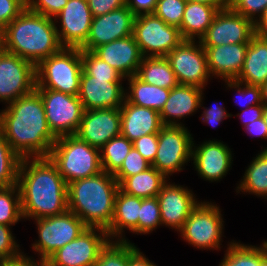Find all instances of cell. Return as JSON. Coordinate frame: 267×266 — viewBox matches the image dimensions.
<instances>
[{
  "label": "cell",
  "instance_id": "11",
  "mask_svg": "<svg viewBox=\"0 0 267 266\" xmlns=\"http://www.w3.org/2000/svg\"><path fill=\"white\" fill-rule=\"evenodd\" d=\"M41 96L48 126L56 138L75 135L84 113L78 95L35 89Z\"/></svg>",
  "mask_w": 267,
  "mask_h": 266
},
{
  "label": "cell",
  "instance_id": "44",
  "mask_svg": "<svg viewBox=\"0 0 267 266\" xmlns=\"http://www.w3.org/2000/svg\"><path fill=\"white\" fill-rule=\"evenodd\" d=\"M205 89L202 91V98H201V104H200V110L202 114L199 117L200 121L207 126H212V128H216V126H220L224 122V120L233 117L234 114L229 113L226 110V107L223 105V103H217L215 102L214 105L205 107L204 106V100H205Z\"/></svg>",
  "mask_w": 267,
  "mask_h": 266
},
{
  "label": "cell",
  "instance_id": "40",
  "mask_svg": "<svg viewBox=\"0 0 267 266\" xmlns=\"http://www.w3.org/2000/svg\"><path fill=\"white\" fill-rule=\"evenodd\" d=\"M82 70L95 78L125 79L116 69L107 62L98 58L92 51L81 50Z\"/></svg>",
  "mask_w": 267,
  "mask_h": 266
},
{
  "label": "cell",
  "instance_id": "7",
  "mask_svg": "<svg viewBox=\"0 0 267 266\" xmlns=\"http://www.w3.org/2000/svg\"><path fill=\"white\" fill-rule=\"evenodd\" d=\"M81 74V49L63 47L36 66V89H51L77 96Z\"/></svg>",
  "mask_w": 267,
  "mask_h": 266
},
{
  "label": "cell",
  "instance_id": "12",
  "mask_svg": "<svg viewBox=\"0 0 267 266\" xmlns=\"http://www.w3.org/2000/svg\"><path fill=\"white\" fill-rule=\"evenodd\" d=\"M166 58L169 60L179 84L207 89L211 82L206 52L199 40H183Z\"/></svg>",
  "mask_w": 267,
  "mask_h": 266
},
{
  "label": "cell",
  "instance_id": "36",
  "mask_svg": "<svg viewBox=\"0 0 267 266\" xmlns=\"http://www.w3.org/2000/svg\"><path fill=\"white\" fill-rule=\"evenodd\" d=\"M23 220L18 184L0 188V224L15 226Z\"/></svg>",
  "mask_w": 267,
  "mask_h": 266
},
{
  "label": "cell",
  "instance_id": "8",
  "mask_svg": "<svg viewBox=\"0 0 267 266\" xmlns=\"http://www.w3.org/2000/svg\"><path fill=\"white\" fill-rule=\"evenodd\" d=\"M38 239L31 243L32 257L46 261L54 252L76 239L88 226L74 213L66 212L33 220ZM38 255V256H37Z\"/></svg>",
  "mask_w": 267,
  "mask_h": 266
},
{
  "label": "cell",
  "instance_id": "22",
  "mask_svg": "<svg viewBox=\"0 0 267 266\" xmlns=\"http://www.w3.org/2000/svg\"><path fill=\"white\" fill-rule=\"evenodd\" d=\"M92 52L116 69L125 79L137 74L143 60L133 35L100 45Z\"/></svg>",
  "mask_w": 267,
  "mask_h": 266
},
{
  "label": "cell",
  "instance_id": "41",
  "mask_svg": "<svg viewBox=\"0 0 267 266\" xmlns=\"http://www.w3.org/2000/svg\"><path fill=\"white\" fill-rule=\"evenodd\" d=\"M186 0H158L154 14L166 24L181 26Z\"/></svg>",
  "mask_w": 267,
  "mask_h": 266
},
{
  "label": "cell",
  "instance_id": "58",
  "mask_svg": "<svg viewBox=\"0 0 267 266\" xmlns=\"http://www.w3.org/2000/svg\"><path fill=\"white\" fill-rule=\"evenodd\" d=\"M263 120L266 123L267 126V105H264V110H263Z\"/></svg>",
  "mask_w": 267,
  "mask_h": 266
},
{
  "label": "cell",
  "instance_id": "19",
  "mask_svg": "<svg viewBox=\"0 0 267 266\" xmlns=\"http://www.w3.org/2000/svg\"><path fill=\"white\" fill-rule=\"evenodd\" d=\"M135 17L127 6L93 17L89 36L80 49L93 51L100 45L133 35Z\"/></svg>",
  "mask_w": 267,
  "mask_h": 266
},
{
  "label": "cell",
  "instance_id": "33",
  "mask_svg": "<svg viewBox=\"0 0 267 266\" xmlns=\"http://www.w3.org/2000/svg\"><path fill=\"white\" fill-rule=\"evenodd\" d=\"M136 75L148 84L170 90L179 84L166 57H143Z\"/></svg>",
  "mask_w": 267,
  "mask_h": 266
},
{
  "label": "cell",
  "instance_id": "30",
  "mask_svg": "<svg viewBox=\"0 0 267 266\" xmlns=\"http://www.w3.org/2000/svg\"><path fill=\"white\" fill-rule=\"evenodd\" d=\"M126 83L125 98L130 103L161 112L168 99L170 89L148 84L137 75L126 78Z\"/></svg>",
  "mask_w": 267,
  "mask_h": 266
},
{
  "label": "cell",
  "instance_id": "37",
  "mask_svg": "<svg viewBox=\"0 0 267 266\" xmlns=\"http://www.w3.org/2000/svg\"><path fill=\"white\" fill-rule=\"evenodd\" d=\"M162 227L161 213L157 197L141 198L140 216L138 217V235H149Z\"/></svg>",
  "mask_w": 267,
  "mask_h": 266
},
{
  "label": "cell",
  "instance_id": "1",
  "mask_svg": "<svg viewBox=\"0 0 267 266\" xmlns=\"http://www.w3.org/2000/svg\"><path fill=\"white\" fill-rule=\"evenodd\" d=\"M0 130L21 158L48 157L57 140L48 126L44 104L36 90L0 109Z\"/></svg>",
  "mask_w": 267,
  "mask_h": 266
},
{
  "label": "cell",
  "instance_id": "28",
  "mask_svg": "<svg viewBox=\"0 0 267 266\" xmlns=\"http://www.w3.org/2000/svg\"><path fill=\"white\" fill-rule=\"evenodd\" d=\"M220 9L215 4L187 1L179 27L183 39L200 41Z\"/></svg>",
  "mask_w": 267,
  "mask_h": 266
},
{
  "label": "cell",
  "instance_id": "39",
  "mask_svg": "<svg viewBox=\"0 0 267 266\" xmlns=\"http://www.w3.org/2000/svg\"><path fill=\"white\" fill-rule=\"evenodd\" d=\"M129 242L109 241L100 251L94 266H128Z\"/></svg>",
  "mask_w": 267,
  "mask_h": 266
},
{
  "label": "cell",
  "instance_id": "56",
  "mask_svg": "<svg viewBox=\"0 0 267 266\" xmlns=\"http://www.w3.org/2000/svg\"><path fill=\"white\" fill-rule=\"evenodd\" d=\"M190 2H199V3H205V4H215L220 6L221 8L228 7L229 0H186Z\"/></svg>",
  "mask_w": 267,
  "mask_h": 266
},
{
  "label": "cell",
  "instance_id": "3",
  "mask_svg": "<svg viewBox=\"0 0 267 266\" xmlns=\"http://www.w3.org/2000/svg\"><path fill=\"white\" fill-rule=\"evenodd\" d=\"M62 48L54 20L33 12L28 7L3 32V50L26 59L35 66Z\"/></svg>",
  "mask_w": 267,
  "mask_h": 266
},
{
  "label": "cell",
  "instance_id": "45",
  "mask_svg": "<svg viewBox=\"0 0 267 266\" xmlns=\"http://www.w3.org/2000/svg\"><path fill=\"white\" fill-rule=\"evenodd\" d=\"M228 7L255 23L267 7V0H229Z\"/></svg>",
  "mask_w": 267,
  "mask_h": 266
},
{
  "label": "cell",
  "instance_id": "16",
  "mask_svg": "<svg viewBox=\"0 0 267 266\" xmlns=\"http://www.w3.org/2000/svg\"><path fill=\"white\" fill-rule=\"evenodd\" d=\"M254 35L255 24L252 20L225 7L216 14L200 42L202 46L249 43Z\"/></svg>",
  "mask_w": 267,
  "mask_h": 266
},
{
  "label": "cell",
  "instance_id": "29",
  "mask_svg": "<svg viewBox=\"0 0 267 266\" xmlns=\"http://www.w3.org/2000/svg\"><path fill=\"white\" fill-rule=\"evenodd\" d=\"M229 241L224 246V249L227 248L218 266H267V239L259 245L241 243L240 240Z\"/></svg>",
  "mask_w": 267,
  "mask_h": 266
},
{
  "label": "cell",
  "instance_id": "38",
  "mask_svg": "<svg viewBox=\"0 0 267 266\" xmlns=\"http://www.w3.org/2000/svg\"><path fill=\"white\" fill-rule=\"evenodd\" d=\"M223 83L226 90H232L234 93L236 91L234 99L237 101H235V103L239 105V107L241 106L240 111L257 104H262L260 86L245 84L238 80H223L222 84ZM236 96L238 98H236Z\"/></svg>",
  "mask_w": 267,
  "mask_h": 266
},
{
  "label": "cell",
  "instance_id": "4",
  "mask_svg": "<svg viewBox=\"0 0 267 266\" xmlns=\"http://www.w3.org/2000/svg\"><path fill=\"white\" fill-rule=\"evenodd\" d=\"M118 181L105 171L67 184L68 210L88 227L107 229L114 213Z\"/></svg>",
  "mask_w": 267,
  "mask_h": 266
},
{
  "label": "cell",
  "instance_id": "32",
  "mask_svg": "<svg viewBox=\"0 0 267 266\" xmlns=\"http://www.w3.org/2000/svg\"><path fill=\"white\" fill-rule=\"evenodd\" d=\"M168 179L156 168L151 166L147 170L136 175L126 177L120 184L119 188L135 197L142 199L157 197L162 186Z\"/></svg>",
  "mask_w": 267,
  "mask_h": 266
},
{
  "label": "cell",
  "instance_id": "53",
  "mask_svg": "<svg viewBox=\"0 0 267 266\" xmlns=\"http://www.w3.org/2000/svg\"><path fill=\"white\" fill-rule=\"evenodd\" d=\"M244 131L251 136V138H261L262 140H267V126L266 123L263 120V117L255 120L249 124H247L244 128ZM261 150H267V145L266 147L262 146Z\"/></svg>",
  "mask_w": 267,
  "mask_h": 266
},
{
  "label": "cell",
  "instance_id": "43",
  "mask_svg": "<svg viewBox=\"0 0 267 266\" xmlns=\"http://www.w3.org/2000/svg\"><path fill=\"white\" fill-rule=\"evenodd\" d=\"M12 228L11 226L0 224V261L17 258L24 252Z\"/></svg>",
  "mask_w": 267,
  "mask_h": 266
},
{
  "label": "cell",
  "instance_id": "49",
  "mask_svg": "<svg viewBox=\"0 0 267 266\" xmlns=\"http://www.w3.org/2000/svg\"><path fill=\"white\" fill-rule=\"evenodd\" d=\"M93 17L104 15L126 6V0H87Z\"/></svg>",
  "mask_w": 267,
  "mask_h": 266
},
{
  "label": "cell",
  "instance_id": "46",
  "mask_svg": "<svg viewBox=\"0 0 267 266\" xmlns=\"http://www.w3.org/2000/svg\"><path fill=\"white\" fill-rule=\"evenodd\" d=\"M27 7L26 0H0V31Z\"/></svg>",
  "mask_w": 267,
  "mask_h": 266
},
{
  "label": "cell",
  "instance_id": "54",
  "mask_svg": "<svg viewBox=\"0 0 267 266\" xmlns=\"http://www.w3.org/2000/svg\"><path fill=\"white\" fill-rule=\"evenodd\" d=\"M28 254L23 252L17 258L5 260V266H47L45 261L38 260Z\"/></svg>",
  "mask_w": 267,
  "mask_h": 266
},
{
  "label": "cell",
  "instance_id": "5",
  "mask_svg": "<svg viewBox=\"0 0 267 266\" xmlns=\"http://www.w3.org/2000/svg\"><path fill=\"white\" fill-rule=\"evenodd\" d=\"M48 157L57 166L67 184L103 171L100 150L76 135L57 138Z\"/></svg>",
  "mask_w": 267,
  "mask_h": 266
},
{
  "label": "cell",
  "instance_id": "26",
  "mask_svg": "<svg viewBox=\"0 0 267 266\" xmlns=\"http://www.w3.org/2000/svg\"><path fill=\"white\" fill-rule=\"evenodd\" d=\"M120 115L121 135L131 142L144 135L159 133L163 126L158 111L134 105L126 98L120 107Z\"/></svg>",
  "mask_w": 267,
  "mask_h": 266
},
{
  "label": "cell",
  "instance_id": "18",
  "mask_svg": "<svg viewBox=\"0 0 267 266\" xmlns=\"http://www.w3.org/2000/svg\"><path fill=\"white\" fill-rule=\"evenodd\" d=\"M92 19L87 0H68L53 18L60 44L80 48L89 36Z\"/></svg>",
  "mask_w": 267,
  "mask_h": 266
},
{
  "label": "cell",
  "instance_id": "34",
  "mask_svg": "<svg viewBox=\"0 0 267 266\" xmlns=\"http://www.w3.org/2000/svg\"><path fill=\"white\" fill-rule=\"evenodd\" d=\"M132 147L133 143L122 135L114 137L105 143L100 149L103 171L114 175L122 166Z\"/></svg>",
  "mask_w": 267,
  "mask_h": 266
},
{
  "label": "cell",
  "instance_id": "25",
  "mask_svg": "<svg viewBox=\"0 0 267 266\" xmlns=\"http://www.w3.org/2000/svg\"><path fill=\"white\" fill-rule=\"evenodd\" d=\"M140 209L141 198L129 195L119 188L115 196L112 222L106 229L110 241L131 242L126 233L138 235Z\"/></svg>",
  "mask_w": 267,
  "mask_h": 266
},
{
  "label": "cell",
  "instance_id": "60",
  "mask_svg": "<svg viewBox=\"0 0 267 266\" xmlns=\"http://www.w3.org/2000/svg\"><path fill=\"white\" fill-rule=\"evenodd\" d=\"M0 266H5V261H0Z\"/></svg>",
  "mask_w": 267,
  "mask_h": 266
},
{
  "label": "cell",
  "instance_id": "15",
  "mask_svg": "<svg viewBox=\"0 0 267 266\" xmlns=\"http://www.w3.org/2000/svg\"><path fill=\"white\" fill-rule=\"evenodd\" d=\"M212 139V140H211ZM192 144L191 162L194 171L204 181L210 183L221 182L233 167V148L225 142L211 138Z\"/></svg>",
  "mask_w": 267,
  "mask_h": 266
},
{
  "label": "cell",
  "instance_id": "13",
  "mask_svg": "<svg viewBox=\"0 0 267 266\" xmlns=\"http://www.w3.org/2000/svg\"><path fill=\"white\" fill-rule=\"evenodd\" d=\"M36 89V66L13 53L0 51V104L4 106Z\"/></svg>",
  "mask_w": 267,
  "mask_h": 266
},
{
  "label": "cell",
  "instance_id": "20",
  "mask_svg": "<svg viewBox=\"0 0 267 266\" xmlns=\"http://www.w3.org/2000/svg\"><path fill=\"white\" fill-rule=\"evenodd\" d=\"M120 127V108L84 110L75 135L100 150L109 140L121 135Z\"/></svg>",
  "mask_w": 267,
  "mask_h": 266
},
{
  "label": "cell",
  "instance_id": "42",
  "mask_svg": "<svg viewBox=\"0 0 267 266\" xmlns=\"http://www.w3.org/2000/svg\"><path fill=\"white\" fill-rule=\"evenodd\" d=\"M151 167L148 162L134 147L125 157L120 169L113 175L120 184L126 177L136 175Z\"/></svg>",
  "mask_w": 267,
  "mask_h": 266
},
{
  "label": "cell",
  "instance_id": "24",
  "mask_svg": "<svg viewBox=\"0 0 267 266\" xmlns=\"http://www.w3.org/2000/svg\"><path fill=\"white\" fill-rule=\"evenodd\" d=\"M248 44L203 46L212 79L236 80L243 68Z\"/></svg>",
  "mask_w": 267,
  "mask_h": 266
},
{
  "label": "cell",
  "instance_id": "59",
  "mask_svg": "<svg viewBox=\"0 0 267 266\" xmlns=\"http://www.w3.org/2000/svg\"><path fill=\"white\" fill-rule=\"evenodd\" d=\"M3 50V32L0 31V51Z\"/></svg>",
  "mask_w": 267,
  "mask_h": 266
},
{
  "label": "cell",
  "instance_id": "47",
  "mask_svg": "<svg viewBox=\"0 0 267 266\" xmlns=\"http://www.w3.org/2000/svg\"><path fill=\"white\" fill-rule=\"evenodd\" d=\"M27 7L36 13L54 18L58 15L68 0H26Z\"/></svg>",
  "mask_w": 267,
  "mask_h": 266
},
{
  "label": "cell",
  "instance_id": "31",
  "mask_svg": "<svg viewBox=\"0 0 267 266\" xmlns=\"http://www.w3.org/2000/svg\"><path fill=\"white\" fill-rule=\"evenodd\" d=\"M251 162L245 167L242 179L237 181L235 192L238 194L255 195L267 200V150L258 151Z\"/></svg>",
  "mask_w": 267,
  "mask_h": 266
},
{
  "label": "cell",
  "instance_id": "57",
  "mask_svg": "<svg viewBox=\"0 0 267 266\" xmlns=\"http://www.w3.org/2000/svg\"><path fill=\"white\" fill-rule=\"evenodd\" d=\"M262 103L267 105V82L261 86Z\"/></svg>",
  "mask_w": 267,
  "mask_h": 266
},
{
  "label": "cell",
  "instance_id": "6",
  "mask_svg": "<svg viewBox=\"0 0 267 266\" xmlns=\"http://www.w3.org/2000/svg\"><path fill=\"white\" fill-rule=\"evenodd\" d=\"M222 211L215 201L201 200L177 232L178 236L197 250L221 251L223 237L226 238Z\"/></svg>",
  "mask_w": 267,
  "mask_h": 266
},
{
  "label": "cell",
  "instance_id": "27",
  "mask_svg": "<svg viewBox=\"0 0 267 266\" xmlns=\"http://www.w3.org/2000/svg\"><path fill=\"white\" fill-rule=\"evenodd\" d=\"M236 80L260 87L267 82V36L255 34L251 38L243 68Z\"/></svg>",
  "mask_w": 267,
  "mask_h": 266
},
{
  "label": "cell",
  "instance_id": "2",
  "mask_svg": "<svg viewBox=\"0 0 267 266\" xmlns=\"http://www.w3.org/2000/svg\"><path fill=\"white\" fill-rule=\"evenodd\" d=\"M17 184L24 221L68 210L67 183L49 157L22 158Z\"/></svg>",
  "mask_w": 267,
  "mask_h": 266
},
{
  "label": "cell",
  "instance_id": "35",
  "mask_svg": "<svg viewBox=\"0 0 267 266\" xmlns=\"http://www.w3.org/2000/svg\"><path fill=\"white\" fill-rule=\"evenodd\" d=\"M21 160L0 130V188L17 184Z\"/></svg>",
  "mask_w": 267,
  "mask_h": 266
},
{
  "label": "cell",
  "instance_id": "52",
  "mask_svg": "<svg viewBox=\"0 0 267 266\" xmlns=\"http://www.w3.org/2000/svg\"><path fill=\"white\" fill-rule=\"evenodd\" d=\"M264 110V104H257L247 109L239 111L240 113L235 114L242 122V127L244 128L247 124L262 118Z\"/></svg>",
  "mask_w": 267,
  "mask_h": 266
},
{
  "label": "cell",
  "instance_id": "48",
  "mask_svg": "<svg viewBox=\"0 0 267 266\" xmlns=\"http://www.w3.org/2000/svg\"><path fill=\"white\" fill-rule=\"evenodd\" d=\"M133 147L151 164L158 149V133L141 136L132 142Z\"/></svg>",
  "mask_w": 267,
  "mask_h": 266
},
{
  "label": "cell",
  "instance_id": "10",
  "mask_svg": "<svg viewBox=\"0 0 267 266\" xmlns=\"http://www.w3.org/2000/svg\"><path fill=\"white\" fill-rule=\"evenodd\" d=\"M133 36L143 57H166L184 39L180 29L155 14L135 17Z\"/></svg>",
  "mask_w": 267,
  "mask_h": 266
},
{
  "label": "cell",
  "instance_id": "55",
  "mask_svg": "<svg viewBox=\"0 0 267 266\" xmlns=\"http://www.w3.org/2000/svg\"><path fill=\"white\" fill-rule=\"evenodd\" d=\"M254 24L255 34L260 36H267V7L264 9V12Z\"/></svg>",
  "mask_w": 267,
  "mask_h": 266
},
{
  "label": "cell",
  "instance_id": "21",
  "mask_svg": "<svg viewBox=\"0 0 267 266\" xmlns=\"http://www.w3.org/2000/svg\"><path fill=\"white\" fill-rule=\"evenodd\" d=\"M126 79H101L83 70L78 97L84 110L120 108L125 100Z\"/></svg>",
  "mask_w": 267,
  "mask_h": 266
},
{
  "label": "cell",
  "instance_id": "50",
  "mask_svg": "<svg viewBox=\"0 0 267 266\" xmlns=\"http://www.w3.org/2000/svg\"><path fill=\"white\" fill-rule=\"evenodd\" d=\"M158 0H126V6L137 17L143 14H154Z\"/></svg>",
  "mask_w": 267,
  "mask_h": 266
},
{
  "label": "cell",
  "instance_id": "17",
  "mask_svg": "<svg viewBox=\"0 0 267 266\" xmlns=\"http://www.w3.org/2000/svg\"><path fill=\"white\" fill-rule=\"evenodd\" d=\"M168 180L157 195L162 227L178 232L184 225L192 210L201 201L188 186L175 184Z\"/></svg>",
  "mask_w": 267,
  "mask_h": 266
},
{
  "label": "cell",
  "instance_id": "9",
  "mask_svg": "<svg viewBox=\"0 0 267 266\" xmlns=\"http://www.w3.org/2000/svg\"><path fill=\"white\" fill-rule=\"evenodd\" d=\"M190 132L187 126L163 125L158 133V149L151 166L168 180L192 162L194 137Z\"/></svg>",
  "mask_w": 267,
  "mask_h": 266
},
{
  "label": "cell",
  "instance_id": "14",
  "mask_svg": "<svg viewBox=\"0 0 267 266\" xmlns=\"http://www.w3.org/2000/svg\"><path fill=\"white\" fill-rule=\"evenodd\" d=\"M110 241L107 231L88 227L76 239L54 252L47 266H94L100 251Z\"/></svg>",
  "mask_w": 267,
  "mask_h": 266
},
{
  "label": "cell",
  "instance_id": "51",
  "mask_svg": "<svg viewBox=\"0 0 267 266\" xmlns=\"http://www.w3.org/2000/svg\"><path fill=\"white\" fill-rule=\"evenodd\" d=\"M128 266H158V264L148 259L135 243L129 242Z\"/></svg>",
  "mask_w": 267,
  "mask_h": 266
},
{
  "label": "cell",
  "instance_id": "23",
  "mask_svg": "<svg viewBox=\"0 0 267 266\" xmlns=\"http://www.w3.org/2000/svg\"><path fill=\"white\" fill-rule=\"evenodd\" d=\"M202 91L203 88L185 84H178L172 88L160 112L162 124L186 126L185 118L191 117L200 110Z\"/></svg>",
  "mask_w": 267,
  "mask_h": 266
}]
</instances>
